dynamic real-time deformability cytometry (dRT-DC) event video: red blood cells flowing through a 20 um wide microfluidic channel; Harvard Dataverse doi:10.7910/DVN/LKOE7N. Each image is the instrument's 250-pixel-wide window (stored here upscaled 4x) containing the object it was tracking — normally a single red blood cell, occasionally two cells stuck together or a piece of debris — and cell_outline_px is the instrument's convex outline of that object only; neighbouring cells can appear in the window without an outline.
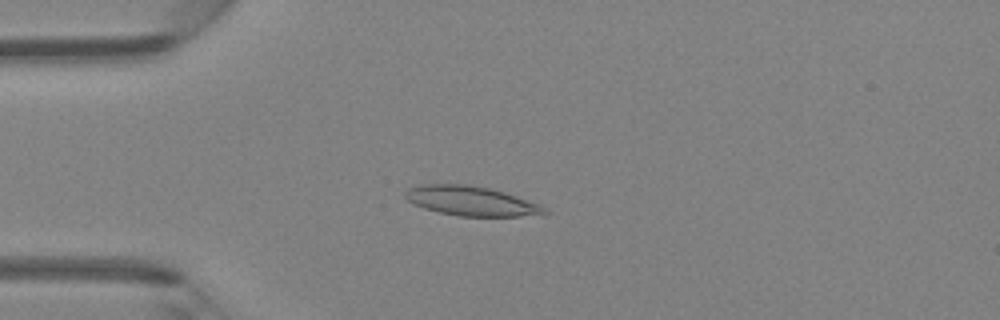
{"species": "Egyptian fruit bat (a non-hibernating species)", "species_latin": "Rousettus aegyptiacus", "temperature_condition": "room temperature", "stored_images_in_passage": 41, "camera_frame_rate_fps": 3000, "um_per_image_px": 0.085, "animal": {"sex": "female"}, "frame": {"image": 1, "passage_image": 7, "time_ms": 2.0, "image_size_px": [1000, 320], "cell_outline_px": [[552, 212], [544, 216], [460, 216], [440, 212], [424, 208], [412, 204], [404, 196], [404, 192], [408, 188], [420, 184], [468, 184], [492, 188], [540, 204]], "centroid_in_image_um": [40.11, 17.08], "position_along_channel_um": 44.9, "area_um2": 24.39}}
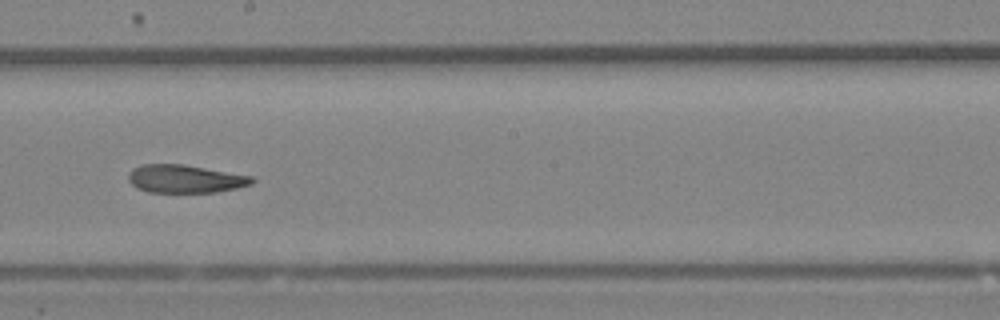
{"frame": {"image": 2, "passage_image": 21, "time_ms": 6.667, "image_size_px": [1000, 320], "cell_outline_px": [[256, 180], [252, 184], [236, 188], [216, 192], [148, 192], [136, 188], [128, 180], [128, 172], [132, 168], [140, 164], [184, 164], [252, 176]], "centroid_in_image_um": [15.71, 15.19], "position_along_channel_um": 232.5, "area_um2": 20.35}}
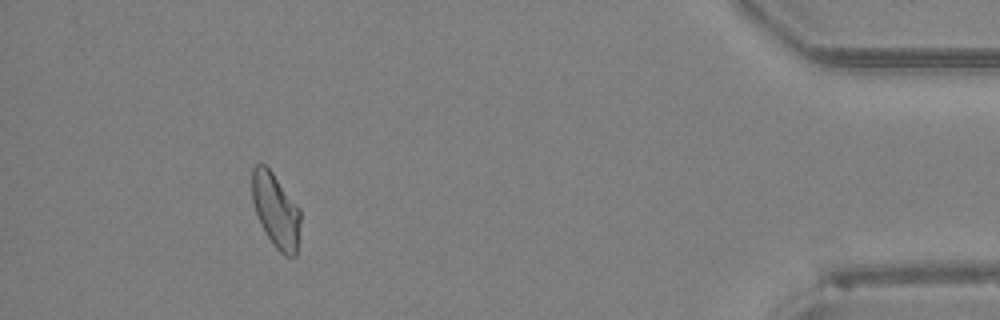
{"frame": {"image": 3, "passage_image": 37, "time_ms": 12.0, "image_size_px": [1000, 320], "cell_outline_px": [[300, 224], [296, 256], [284, 256], [272, 244], [256, 212], [252, 200], [252, 168], [256, 164], [264, 164], [272, 172], [300, 208]], "centroid_in_image_um": [23.45, 17.88], "position_along_channel_um": 411.7, "area_um2": 20.69}}